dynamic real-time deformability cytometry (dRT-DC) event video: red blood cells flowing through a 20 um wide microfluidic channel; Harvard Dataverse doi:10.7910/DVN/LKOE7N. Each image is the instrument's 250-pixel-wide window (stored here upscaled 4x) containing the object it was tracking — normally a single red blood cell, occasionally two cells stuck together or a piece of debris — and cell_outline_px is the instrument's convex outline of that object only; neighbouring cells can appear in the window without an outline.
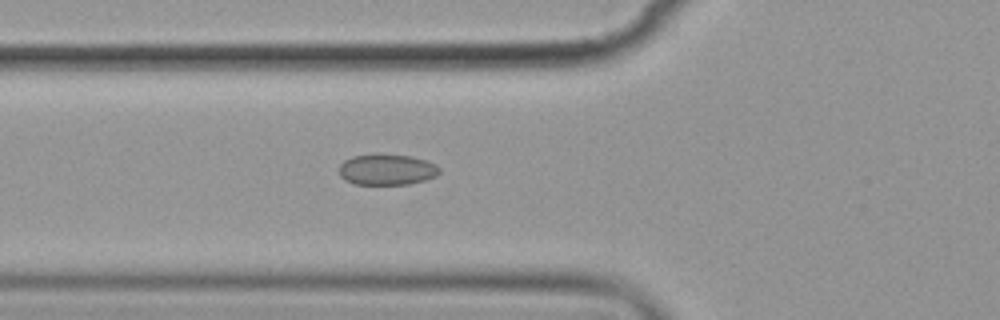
{"species": "common noctule bat (a hibernating species)", "species_latin": "Nyctalus noctula", "temperature_condition": "cold", "stored_images_in_passage": 5, "camera_frame_rate_fps": 3000, "um_per_image_px": 0.085, "animal": {"sex": "female", "body_mass_g": 19.9}, "frame": {"image": 1, "passage_image": 5, "time_ms": 4.333, "image_size_px": [1000, 320], "cell_outline_px": [[440, 172], [436, 176], [424, 180], [408, 184], [352, 184], [344, 180], [340, 176], [340, 164], [344, 160], [352, 156], [376, 152], [412, 156], [428, 160], [436, 164], [440, 168]], "centroid_in_image_um": [32.88, 14.38], "position_along_channel_um": 92.9, "area_um2": 18.61}}